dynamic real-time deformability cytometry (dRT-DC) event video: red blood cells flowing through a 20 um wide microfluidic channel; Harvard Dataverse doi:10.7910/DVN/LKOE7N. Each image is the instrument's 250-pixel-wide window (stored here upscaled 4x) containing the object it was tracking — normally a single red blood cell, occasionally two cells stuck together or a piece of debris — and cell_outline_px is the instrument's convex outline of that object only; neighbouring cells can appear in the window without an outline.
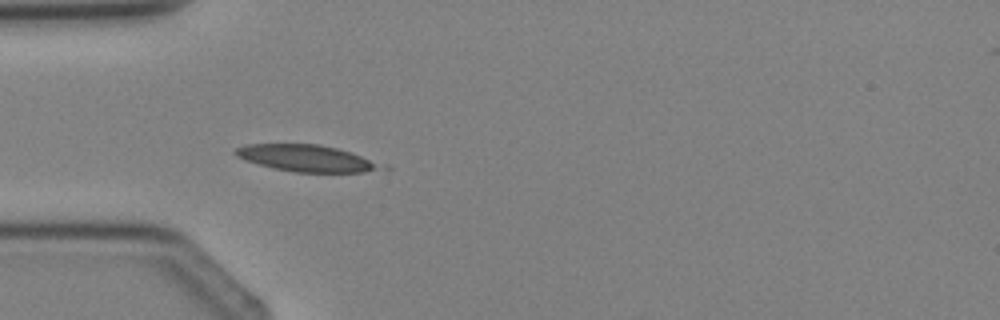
{"species": "Egyptian fruit bat (a non-hibernating species)", "species_latin": "Rousettus aegyptiacus", "temperature_condition": "cold", "stored_images_in_passage": 3, "camera_frame_rate_fps": 3000, "um_per_image_px": 0.085, "animal": {"sex": "female"}, "frame": {"image": 1, "passage_image": 3, "time_ms": 3.333, "image_size_px": [1000, 320], "cell_outline_px": [[376, 164], [372, 168], [364, 172], [296, 172], [276, 168], [244, 160], [236, 156], [232, 152], [236, 148], [244, 144], [320, 144], [352, 152]], "centroid_in_image_um": [25.83, 13.42], "position_along_channel_um": 59.2, "area_um2": 21.73}}